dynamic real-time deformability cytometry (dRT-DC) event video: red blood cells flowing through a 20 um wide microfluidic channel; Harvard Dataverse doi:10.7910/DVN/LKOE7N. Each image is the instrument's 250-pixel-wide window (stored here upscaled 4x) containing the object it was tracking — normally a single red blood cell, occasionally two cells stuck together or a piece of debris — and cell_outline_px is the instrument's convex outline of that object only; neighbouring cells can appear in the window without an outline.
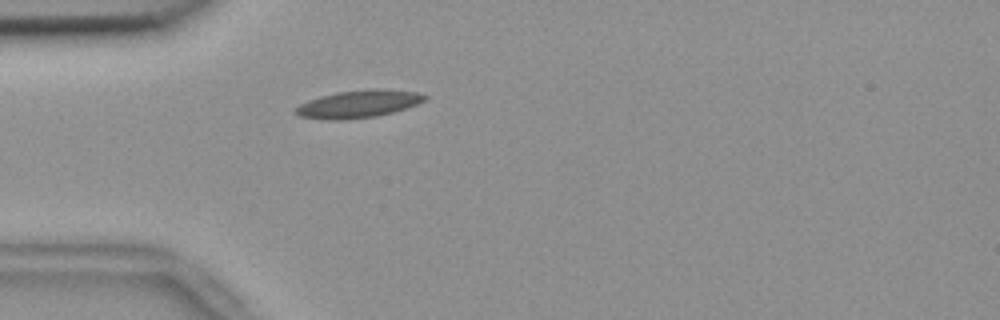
{"species": "common noctule bat (a hibernating species)", "species_latin": "Nyctalus noctula", "temperature_condition": "room temperature", "stored_images_in_passage": 53, "camera_frame_rate_fps": 3000, "um_per_image_px": 0.085, "animal": {"sex": "female", "body_mass_g": 18.4}, "frame": {"image": 1, "passage_image": 14, "time_ms": 4.333, "image_size_px": [1000, 320], "cell_outline_px": [[428, 96], [424, 100], [416, 104], [392, 112], [376, 116], [336, 120], [332, 120], [300, 116], [292, 112], [300, 104], [308, 100], [320, 96], [336, 92], [372, 88], [380, 88], [416, 92]], "centroid_in_image_um": [30.44, 8.82], "position_along_channel_um": 54.6, "area_um2": 20.52}}
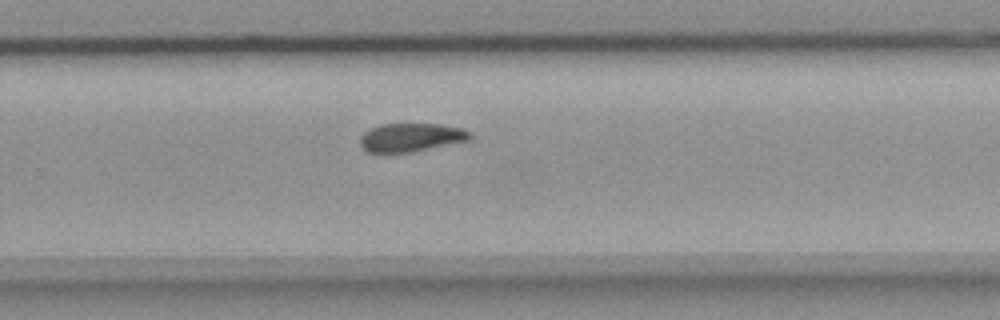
{"frame": {"image": 2, "passage_image": 34, "time_ms": 11.0, "image_size_px": [1000, 320], "cell_outline_px": [[472, 136], [468, 140], [412, 152], [368, 152], [360, 144], [360, 136], [368, 128], [380, 124], [440, 124], [460, 128], [468, 132]], "centroid_in_image_um": [34.88, 11.67], "position_along_channel_um": 294.9, "area_um2": 18.03}}
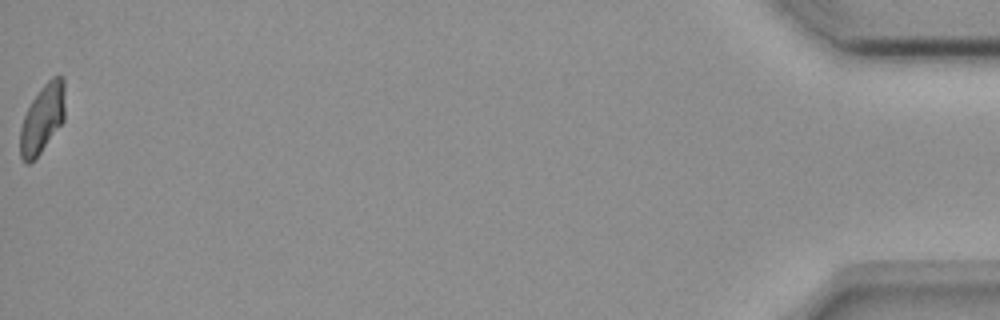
{"frame": {"image": 3, "passage_image": 53, "time_ms": 17.333, "image_size_px": [1000, 320], "cell_outline_px": [[64, 120], [40, 152], [28, 164], [20, 156], [20, 128], [24, 116], [32, 100], [40, 88], [52, 76], [64, 76]], "centroid_in_image_um": [3.6, 10.04], "position_along_channel_um": 431.6, "area_um2": 17.63}, "authors_computed_cell_mechanics": {"area_um2": 19.0162, "velocity_mm_per_s": 3.7091, "shape_relaxation_time_tau1_ms": 6.6935, "shape_relaxation_time_tau2_ms": 8.5325, "deformation_change_tau1": 0.1626, "deformation_change_tau2": 0.143}}